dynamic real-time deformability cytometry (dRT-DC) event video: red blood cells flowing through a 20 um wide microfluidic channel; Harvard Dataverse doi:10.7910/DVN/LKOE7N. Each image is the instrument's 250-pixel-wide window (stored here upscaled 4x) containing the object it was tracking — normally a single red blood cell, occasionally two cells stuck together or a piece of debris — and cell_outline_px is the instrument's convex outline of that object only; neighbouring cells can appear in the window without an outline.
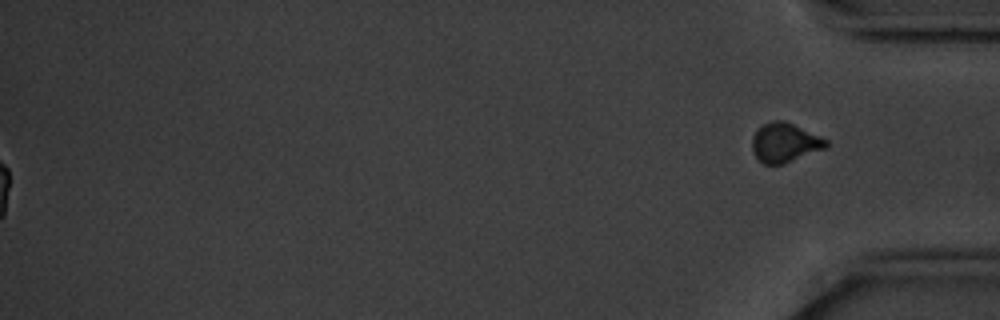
{"species": "common noctule bat (a hibernating species)", "species_latin": "Nyctalus noctula", "temperature_condition": "cold", "stored_images_in_passage": 42, "segment_of_instrument_passage": [2, 2], "camera_frame_rate_fps": 3000, "um_per_image_px": 0.085, "animal": {"sex": "male", "body_mass_g": 20.1, "forearm_length_mm": 53.5}, "frame": {"image": 1, "passage_image": 42, "time_ms": 13.667, "image_size_px": [1000, 320], "cell_outline_px": [[828, 148], [784, 164], [764, 164], [752, 152], [752, 136], [756, 128], [772, 120], [784, 120], [820, 136], [828, 140]], "centroid_in_image_um": [66.71, 12.12], "position_along_channel_um": 368.5, "area_um2": 17.17}}